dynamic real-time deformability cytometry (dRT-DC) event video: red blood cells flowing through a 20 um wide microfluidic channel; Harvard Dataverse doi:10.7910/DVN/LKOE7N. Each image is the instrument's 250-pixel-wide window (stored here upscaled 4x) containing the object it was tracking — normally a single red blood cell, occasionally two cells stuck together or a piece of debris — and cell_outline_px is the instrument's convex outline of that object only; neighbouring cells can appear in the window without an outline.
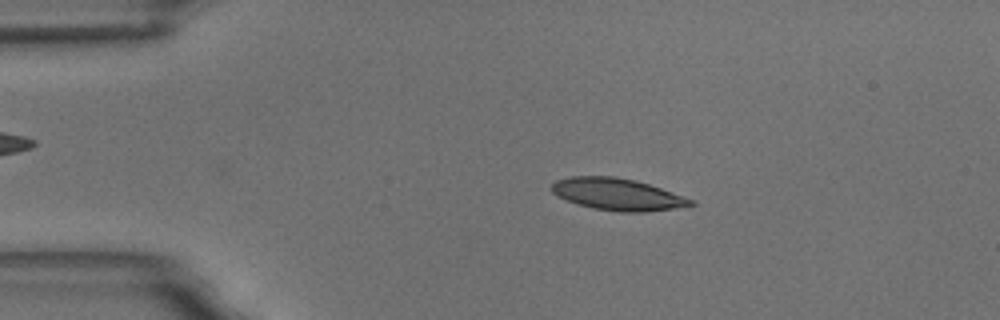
{"species": "common noctule bat (a hibernating species)", "species_latin": "Nyctalus noctula", "temperature_condition": "room temperature", "stored_images_in_passage": 55, "camera_frame_rate_fps": 3000, "um_per_image_px": 0.085, "animal": {"sex": "male", "body_mass_g": 18.8}, "frame": {"image": 1, "passage_image": 9, "time_ms": 2.667, "image_size_px": [1000, 320], "cell_outline_px": [[696, 204], [676, 208], [644, 212], [620, 212], [596, 208], [576, 204], [556, 196], [552, 192], [552, 184], [556, 180], [572, 176], [612, 176], [636, 180], [696, 200]], "centroid_in_image_um": [52.49, 16.51], "position_along_channel_um": 32.5, "area_um2": 25.84}}
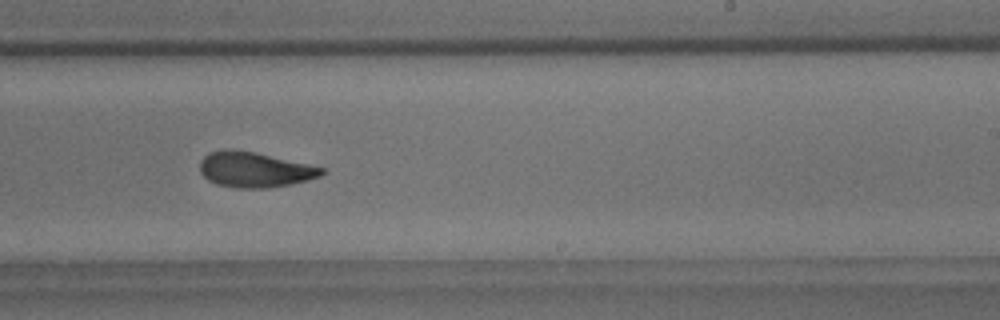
{"frame": {"image": 2, "passage_image": 33, "time_ms": 10.667, "image_size_px": [1000, 320], "cell_outline_px": [[324, 172], [320, 176], [308, 180], [292, 184], [264, 188], [236, 188], [216, 184], [208, 180], [200, 172], [200, 160], [208, 152], [256, 152], [308, 164], [324, 168]], "centroid_in_image_um": [21.66, 14.46], "position_along_channel_um": 267.3, "area_um2": 24.45}}
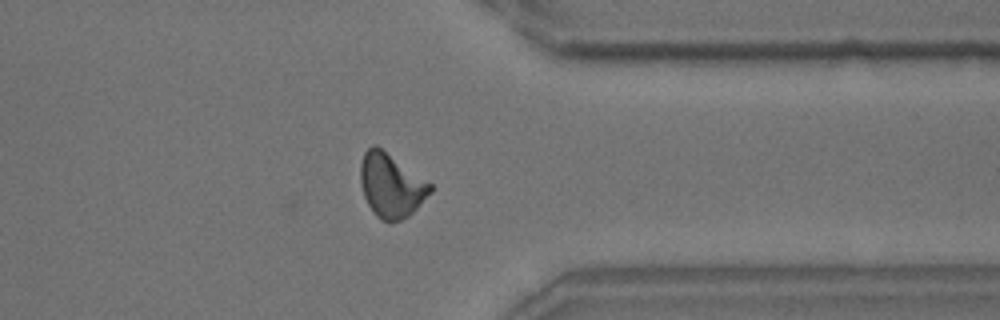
{"frame": {"image": 3, "passage_image": 43, "time_ms": 14.0, "image_size_px": [1000, 320], "cell_outline_px": [[432, 192], [408, 216], [400, 220], [380, 220], [372, 212], [364, 196], [360, 180], [360, 164], [364, 152], [372, 144], [376, 144], [432, 184]], "centroid_in_image_um": [33.22, 15.74], "position_along_channel_um": 378.2, "area_um2": 25.84}, "authors_computed_cell_mechanics": {"area_um2": 25.3742, "velocity_mm_per_s": 3.5138, "shape_relaxation_time_tau1_ms": 9.2678, "shape_relaxation_time_tau2_ms": 2.2489, "deformation_change_tau1": 0.2155, "deformation_change_tau2": 0.0835}}